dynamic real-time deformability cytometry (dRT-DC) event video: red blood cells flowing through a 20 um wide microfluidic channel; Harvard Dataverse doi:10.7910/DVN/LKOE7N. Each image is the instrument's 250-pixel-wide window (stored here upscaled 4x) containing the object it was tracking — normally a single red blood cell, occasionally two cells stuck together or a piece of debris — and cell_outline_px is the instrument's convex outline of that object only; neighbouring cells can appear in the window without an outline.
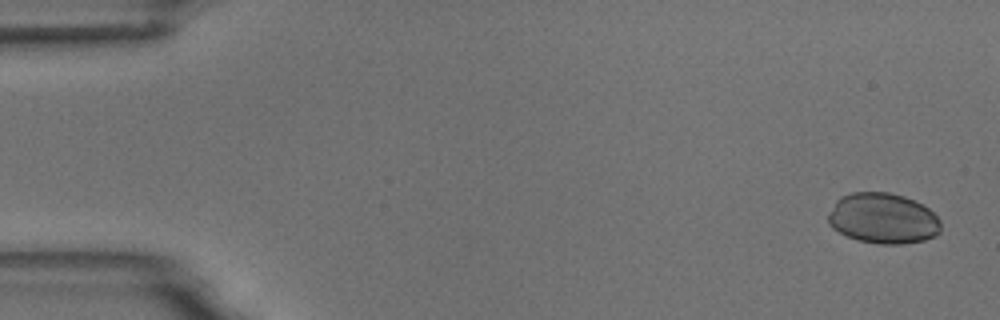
{"species": "common noctule bat (a hibernating species)", "species_latin": "Nyctalus noctula", "temperature_condition": "room temperature", "stored_images_in_passage": 5, "camera_frame_rate_fps": 3000, "um_per_image_px": 0.085, "animal": {"sex": "male", "body_mass_g": 18.8}, "frame": {"image": 1, "passage_image": 1, "time_ms": 0.0, "image_size_px": [1000, 320], "cell_outline_px": [[940, 232], [936, 236], [924, 240], [904, 244], [880, 244], [856, 240], [832, 228], [828, 224], [828, 212], [836, 200], [840, 196], [852, 192], [888, 192], [904, 196], [928, 208], [940, 220]], "centroid_in_image_um": [75.03, 18.57], "position_along_channel_um": 10.0, "area_um2": 33.35}}
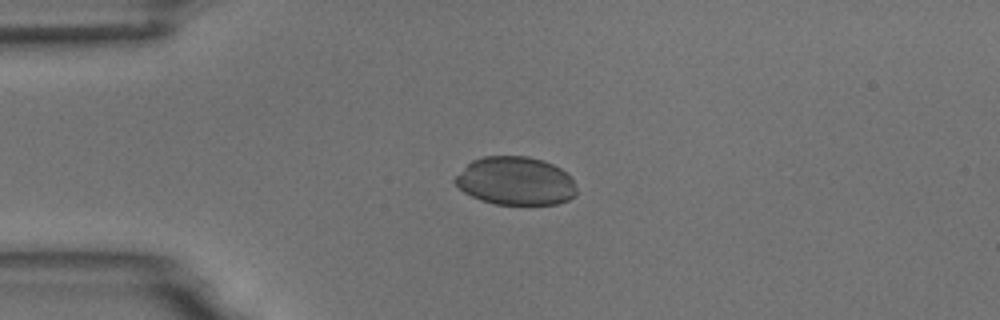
{"frame": {"image": 2, "passage_image": 4, "time_ms": 3.667, "image_size_px": [1000, 320], "cell_outline_px": [[576, 196], [568, 200], [556, 204], [496, 204], [480, 200], [464, 192], [452, 180], [472, 160], [484, 156], [528, 156], [544, 160], [560, 168], [572, 180], [576, 188]], "centroid_in_image_um": [43.81, 15.38], "position_along_channel_um": 41.2, "area_um2": 34.04}}